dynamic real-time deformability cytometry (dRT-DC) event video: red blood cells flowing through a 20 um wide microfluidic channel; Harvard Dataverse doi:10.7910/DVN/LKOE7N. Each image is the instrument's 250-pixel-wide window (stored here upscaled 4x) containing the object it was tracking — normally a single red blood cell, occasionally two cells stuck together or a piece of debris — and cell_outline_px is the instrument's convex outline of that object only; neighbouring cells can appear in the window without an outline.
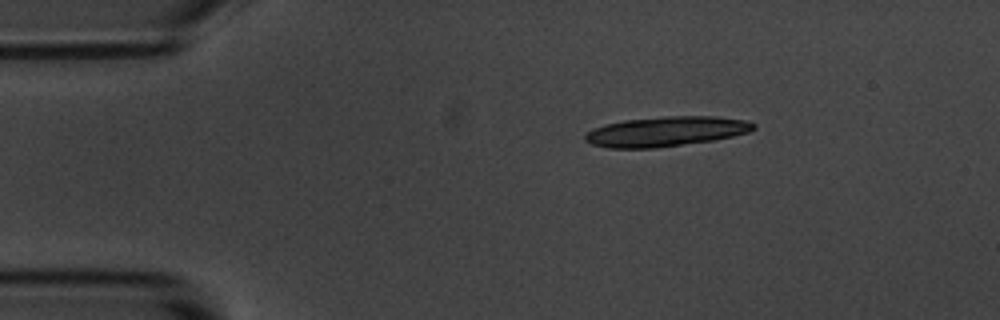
{"species": "common noctule bat (a hibernating species)", "species_latin": "Nyctalus noctula", "temperature_condition": "room temperature", "stored_images_in_passage": 10, "camera_frame_rate_fps": 3000, "um_per_image_px": 0.085, "animal": {"sex": "male", "body_mass_g": 20.1, "forearm_length_mm": 53.5}, "frame": {"image": 1, "passage_image": 1, "time_ms": 0.0, "image_size_px": [1000, 320], "cell_outline_px": [[756, 128], [748, 132], [732, 136], [712, 140], [656, 148], [608, 148], [592, 144], [584, 140], [584, 136], [588, 132], [604, 124], [624, 120], [668, 116], [716, 116], [748, 120], [756, 124]], "centroid_in_image_um": [56.63, 11.17], "position_along_channel_um": 28.4, "area_um2": 29.25}}